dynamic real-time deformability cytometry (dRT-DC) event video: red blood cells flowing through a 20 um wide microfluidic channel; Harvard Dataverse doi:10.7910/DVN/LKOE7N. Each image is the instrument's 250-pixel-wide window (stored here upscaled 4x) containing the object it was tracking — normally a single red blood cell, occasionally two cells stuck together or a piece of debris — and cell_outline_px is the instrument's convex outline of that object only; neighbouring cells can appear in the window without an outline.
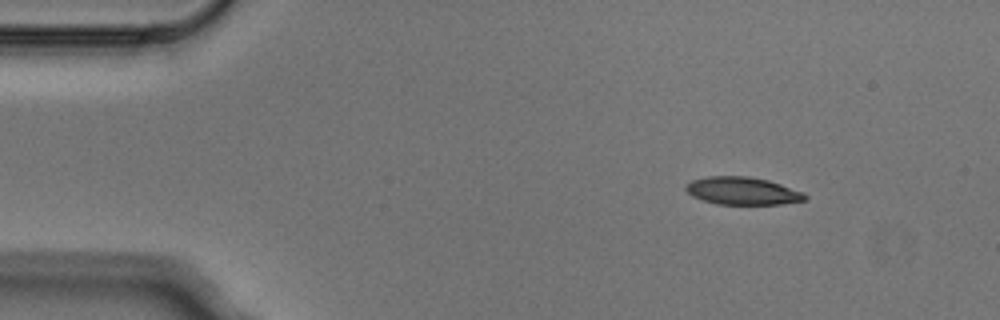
{"species": "Egyptian fruit bat (a non-hibernating species)", "species_latin": "Rousettus aegyptiacus", "temperature_condition": "cold", "stored_images_in_passage": 5, "camera_frame_rate_fps": 3000, "um_per_image_px": 0.085, "animal": {"sex": "male"}, "frame": {"image": 1, "passage_image": 1, "time_ms": 0.0, "image_size_px": [1000, 320], "cell_outline_px": [[808, 200], [780, 204], [716, 204], [692, 196], [684, 188], [692, 180], [708, 176], [748, 176], [768, 180], [804, 192], [808, 196]], "centroid_in_image_um": [63.15, 16.23], "position_along_channel_um": 21.9, "area_um2": 19.19}}
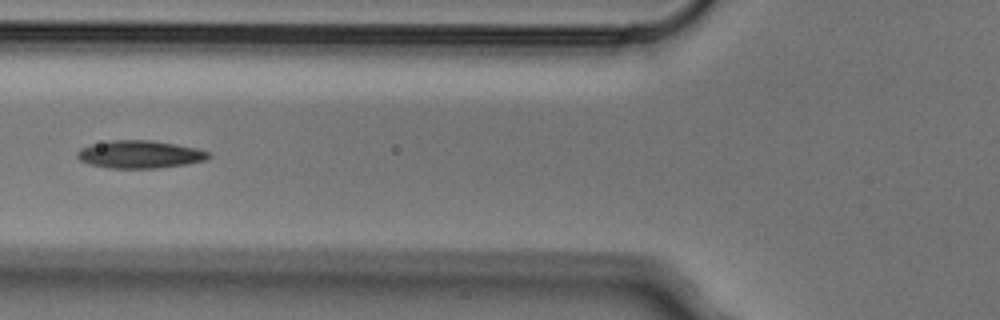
{"frame": {"image": 2, "passage_image": 4, "time_ms": 1.0, "image_size_px": [1000, 320], "cell_outline_px": [[212, 156], [204, 160], [184, 164], [156, 168], [108, 168], [88, 164], [80, 160], [76, 156], [76, 152], [80, 148], [92, 144], [108, 140], [152, 140], [176, 144], [196, 148], [212, 152]], "centroid_in_image_um": [11.86, 13.11], "position_along_channel_um": 113.9, "area_um2": 21.33}}
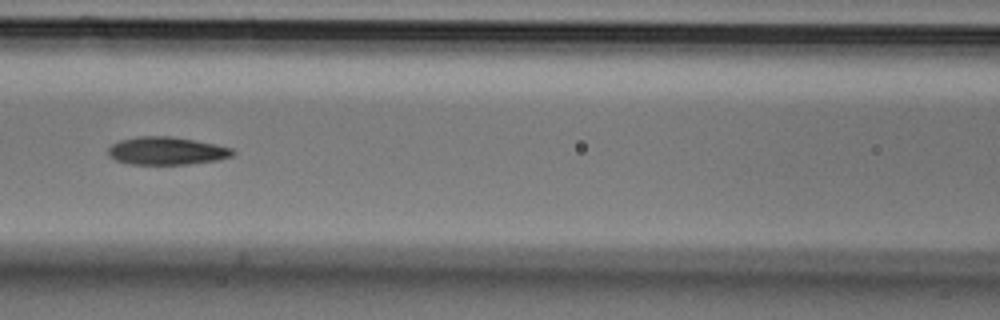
{"frame": {"image": 3, "passage_image": 5, "time_ms": 1.333, "image_size_px": [1000, 320], "cell_outline_px": [[236, 152], [232, 156], [220, 160], [188, 164], [128, 164], [116, 160], [108, 156], [108, 148], [112, 144], [120, 140], [136, 136], [172, 136], [216, 144], [232, 148]], "centroid_in_image_um": [14.17, 12.82], "position_along_channel_um": 152.4, "area_um2": 20.4}}